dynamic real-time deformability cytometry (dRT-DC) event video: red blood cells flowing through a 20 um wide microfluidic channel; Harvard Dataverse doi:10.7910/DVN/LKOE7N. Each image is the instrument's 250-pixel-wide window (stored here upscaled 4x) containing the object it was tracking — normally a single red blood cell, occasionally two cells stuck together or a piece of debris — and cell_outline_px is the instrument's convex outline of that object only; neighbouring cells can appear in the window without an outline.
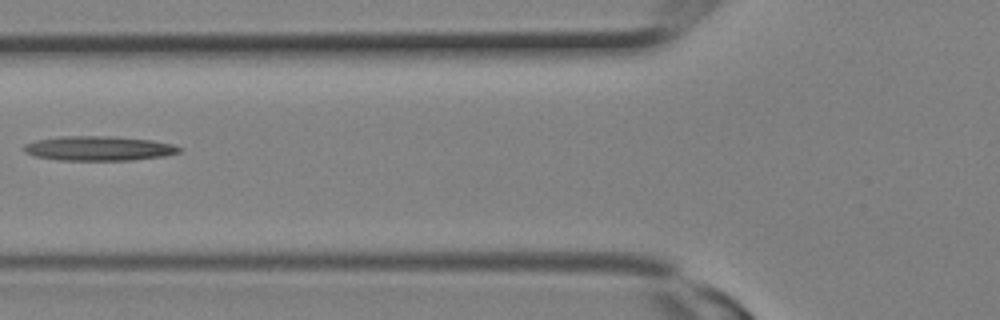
{"species": "Egyptian fruit bat (a non-hibernating species)", "species_latin": "Rousettus aegyptiacus", "temperature_condition": "room temperature", "stored_images_in_passage": 18, "camera_frame_rate_fps": 3000, "um_per_image_px": 0.085, "animal": {"sex": "female"}, "frame": {"image": 1, "passage_image": 3, "time_ms": 0.667, "image_size_px": [1000, 320], "cell_outline_px": [[180, 152], [164, 156], [132, 160], [60, 160], [36, 156], [24, 152], [24, 144], [36, 140], [60, 136], [108, 136], [152, 140], [172, 144], [180, 148]], "centroid_in_image_um": [8.38, 12.61], "position_along_channel_um": 117.4, "area_um2": 22.08}}
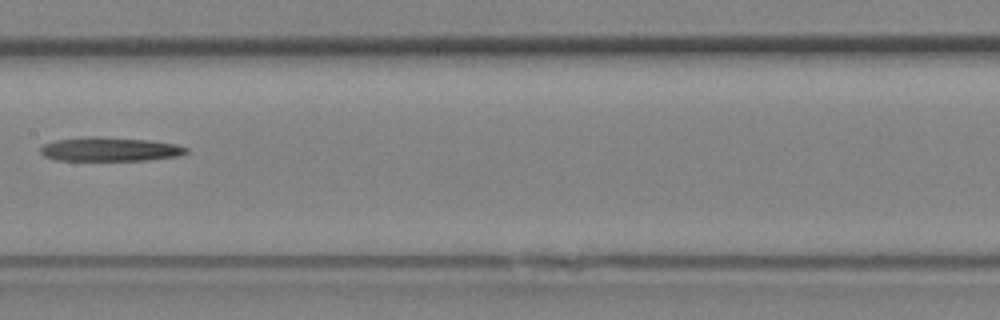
{"frame": {"image": 2, "passage_image": 6, "time_ms": 1.667, "image_size_px": [1000, 320], "cell_outline_px": [[188, 152], [184, 156], [148, 160], [56, 160], [44, 156], [40, 152], [40, 148], [44, 144], [56, 140], [84, 136], [96, 136], [148, 140], [176, 144], [188, 148]], "centroid_in_image_um": [9.37, 12.68], "position_along_channel_um": 198.0, "area_um2": 20.58}}
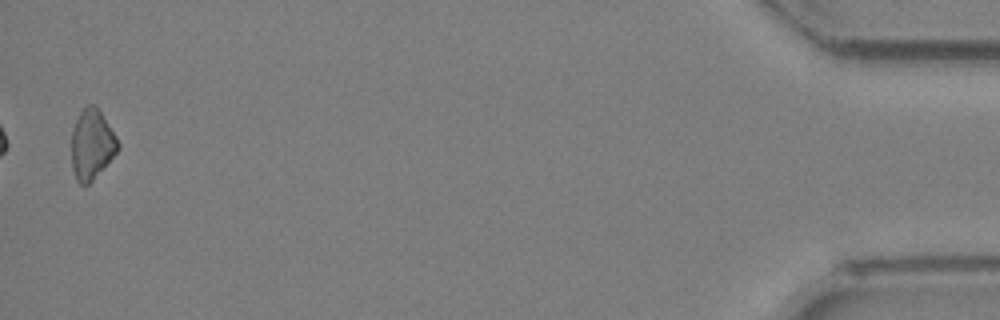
{"frame": {"image": 3, "passage_image": 18, "time_ms": 5.667, "image_size_px": [1000, 320], "cell_outline_px": [[120, 148], [92, 180], [88, 184], [80, 184], [76, 180], [72, 168], [72, 132], [76, 120], [80, 112], [88, 104], [96, 104], [116, 136], [120, 144]], "centroid_in_image_um": [7.81, 12.25], "position_along_channel_um": 427.4, "area_um2": 18.73}}